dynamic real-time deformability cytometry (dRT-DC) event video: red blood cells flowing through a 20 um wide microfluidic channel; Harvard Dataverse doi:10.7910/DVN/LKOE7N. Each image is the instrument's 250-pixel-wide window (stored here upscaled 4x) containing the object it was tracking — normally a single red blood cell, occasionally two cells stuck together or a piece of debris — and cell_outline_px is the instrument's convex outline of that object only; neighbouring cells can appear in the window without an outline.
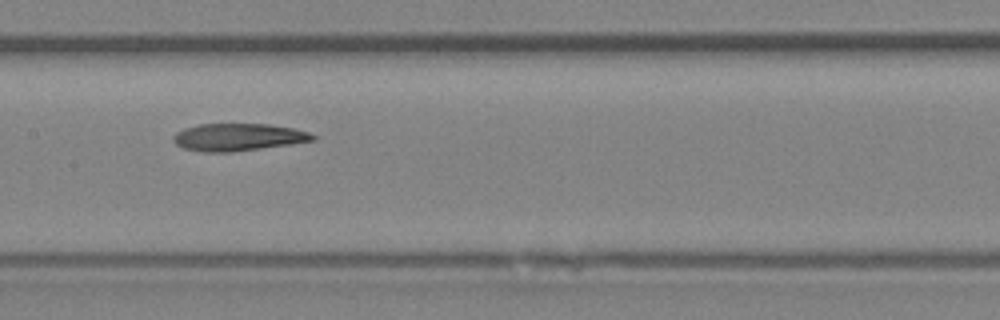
{"species": "Egyptian fruit bat (a non-hibernating species)", "species_latin": "Rousettus aegyptiacus", "temperature_condition": "room temperature", "stored_images_in_passage": 8, "camera_frame_rate_fps": 3000, "um_per_image_px": 0.085, "animal": {"sex": "female"}, "frame": {"image": 1, "passage_image": 7, "time_ms": 7.667, "image_size_px": [1000, 320], "cell_outline_px": [[316, 140], [232, 152], [204, 152], [184, 148], [176, 144], [172, 140], [172, 136], [176, 132], [184, 128], [196, 124], [268, 124], [292, 128], [308, 132], [316, 136]], "centroid_in_image_um": [20.19, 11.65], "position_along_channel_um": 187.2, "area_um2": 22.14}}